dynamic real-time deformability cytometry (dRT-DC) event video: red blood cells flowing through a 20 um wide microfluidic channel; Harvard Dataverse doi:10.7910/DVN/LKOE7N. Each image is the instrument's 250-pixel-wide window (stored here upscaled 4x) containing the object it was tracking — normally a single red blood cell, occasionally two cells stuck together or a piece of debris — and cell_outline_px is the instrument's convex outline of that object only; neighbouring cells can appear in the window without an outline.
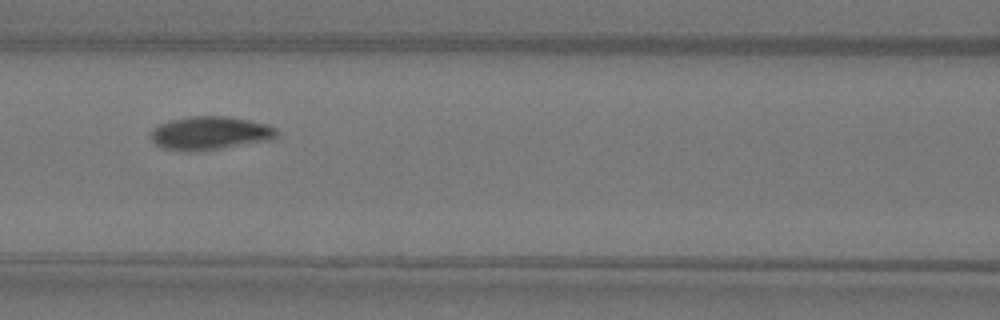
{"species": "Egyptian fruit bat (a non-hibernating species)", "species_latin": "Rousettus aegyptiacus", "temperature_condition": "warm", "stored_images_in_passage": 7, "camera_frame_rate_fps": 3000, "um_per_image_px": 0.085, "animal": {"sex": "female"}, "frame": {"image": 1, "passage_image": 7, "time_ms": 2.0, "image_size_px": [1000, 320], "cell_outline_px": [[280, 132], [272, 140], [220, 148], [188, 152], [164, 148], [156, 144], [152, 140], [152, 132], [160, 124], [168, 120], [192, 116], [228, 116], [248, 120], [264, 124], [276, 128]], "centroid_in_image_um": [17.88, 11.31], "position_along_channel_um": 148.7, "area_um2": 24.28}}